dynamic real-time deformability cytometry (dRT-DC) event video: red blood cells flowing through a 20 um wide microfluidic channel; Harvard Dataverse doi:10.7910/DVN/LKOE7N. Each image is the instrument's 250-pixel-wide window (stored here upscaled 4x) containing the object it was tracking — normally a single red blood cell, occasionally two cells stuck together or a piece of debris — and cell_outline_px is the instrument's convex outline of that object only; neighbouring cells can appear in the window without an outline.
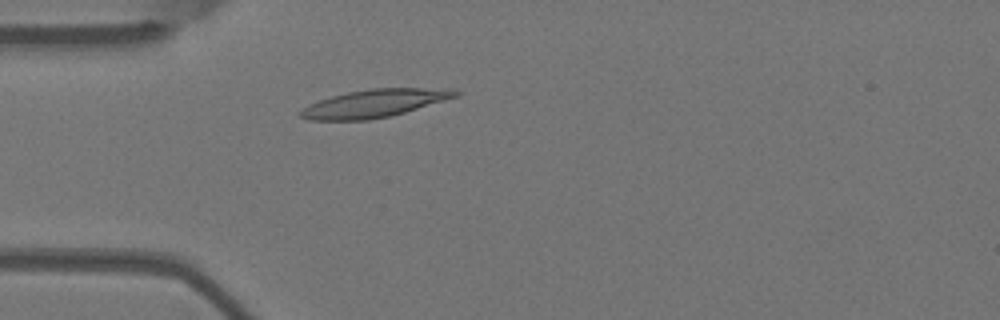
{"species": "Egyptian fruit bat (a non-hibernating species)", "species_latin": "Rousettus aegyptiacus", "temperature_condition": "warm", "stored_images_in_passage": 4, "camera_frame_rate_fps": 3000, "um_per_image_px": 0.085, "animal": {"sex": "female"}, "frame": {"image": 1, "passage_image": 4, "time_ms": 1.0, "image_size_px": [1000, 320], "cell_outline_px": [[460, 96], [392, 116], [368, 120], [308, 120], [300, 116], [296, 112], [308, 104], [332, 96], [348, 92], [372, 88], [448, 88], [460, 92]], "centroid_in_image_um": [31.83, 8.79], "position_along_channel_um": 53.2, "area_um2": 25.37}}